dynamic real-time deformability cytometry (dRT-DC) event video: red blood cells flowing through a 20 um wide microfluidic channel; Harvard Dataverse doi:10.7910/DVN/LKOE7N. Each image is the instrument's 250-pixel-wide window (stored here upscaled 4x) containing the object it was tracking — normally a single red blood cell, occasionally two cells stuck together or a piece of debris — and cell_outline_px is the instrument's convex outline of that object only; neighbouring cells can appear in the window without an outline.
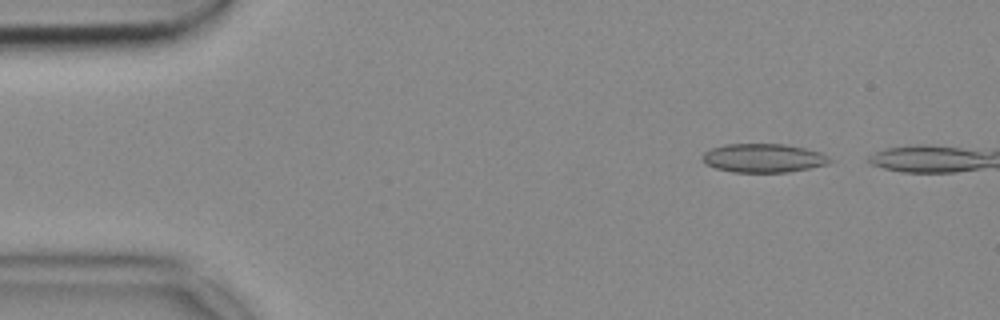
{"species": "common noctule bat (a hibernating species)", "species_latin": "Nyctalus noctula", "temperature_condition": "cold", "stored_images_in_passage": 10, "camera_frame_rate_fps": 3000, "um_per_image_px": 0.085, "animal": {"sex": "female", "body_mass_g": 18.4}, "frame": {"image": 1, "passage_image": 4, "time_ms": 1.0, "image_size_px": [1000, 320], "cell_outline_px": [[832, 160], [828, 164], [788, 172], [732, 172], [716, 168], [708, 164], [700, 156], [704, 152], [712, 148], [724, 144], [784, 144], [804, 148], [820, 152], [828, 156]], "centroid_in_image_um": [64.89, 13.43], "position_along_channel_um": 20.1, "area_um2": 21.21}}